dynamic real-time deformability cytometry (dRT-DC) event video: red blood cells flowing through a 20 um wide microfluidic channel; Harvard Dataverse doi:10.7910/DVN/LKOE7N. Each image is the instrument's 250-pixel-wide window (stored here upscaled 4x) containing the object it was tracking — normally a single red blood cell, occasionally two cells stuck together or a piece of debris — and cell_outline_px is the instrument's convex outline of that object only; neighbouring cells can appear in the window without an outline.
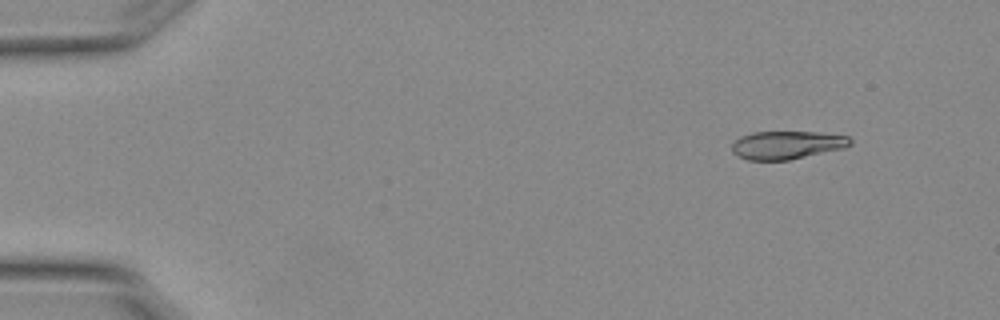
{"species": "Egyptian fruit bat (a non-hibernating species)", "species_latin": "Rousettus aegyptiacus", "temperature_condition": "warm", "stored_images_in_passage": 5, "camera_frame_rate_fps": 3000, "um_per_image_px": 0.085, "animal": {"sex": "female"}, "frame": {"image": 1, "passage_image": 5, "time_ms": 1.333, "image_size_px": [1000, 320], "cell_outline_px": [[852, 144], [844, 148], [788, 160], [748, 160], [732, 152], [732, 144], [740, 136], [752, 132], [820, 132], [848, 136], [852, 140]], "centroid_in_image_um": [66.9, 12.32], "position_along_channel_um": 18.1, "area_um2": 19.36}}